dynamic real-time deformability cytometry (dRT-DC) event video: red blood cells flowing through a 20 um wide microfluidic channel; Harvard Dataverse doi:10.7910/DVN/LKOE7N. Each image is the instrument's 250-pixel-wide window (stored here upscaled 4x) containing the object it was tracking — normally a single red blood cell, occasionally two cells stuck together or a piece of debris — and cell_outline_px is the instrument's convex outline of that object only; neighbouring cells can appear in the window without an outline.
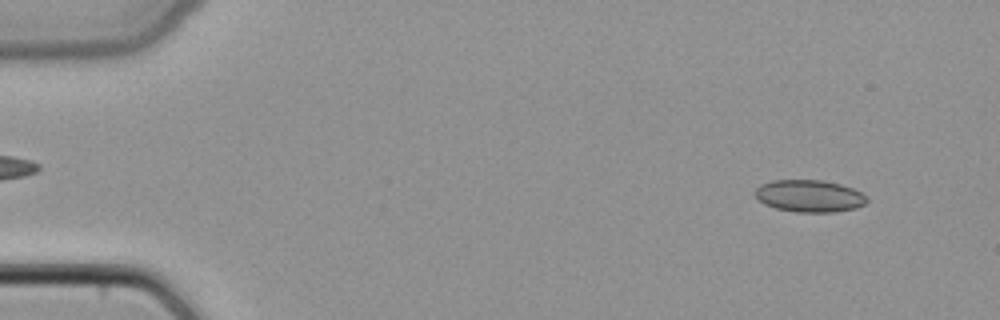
{"species": "common noctule bat (a hibernating species)", "species_latin": "Nyctalus noctula", "temperature_condition": "cold", "stored_images_in_passage": 48, "camera_frame_rate_fps": 3000, "um_per_image_px": 0.085, "animal": {"sex": "female", "body_mass_g": 22.7, "forearm_length_mm": 54.2}, "frame": {"image": 1, "passage_image": 4, "time_ms": 1.0, "image_size_px": [1000, 320], "cell_outline_px": [[868, 200], [864, 204], [856, 208], [832, 212], [796, 212], [776, 208], [764, 204], [756, 196], [756, 188], [760, 184], [772, 180], [820, 180], [840, 184], [852, 188], [868, 196]], "centroid_in_image_um": [68.81, 16.66], "position_along_channel_um": 16.2, "area_um2": 20.87}}
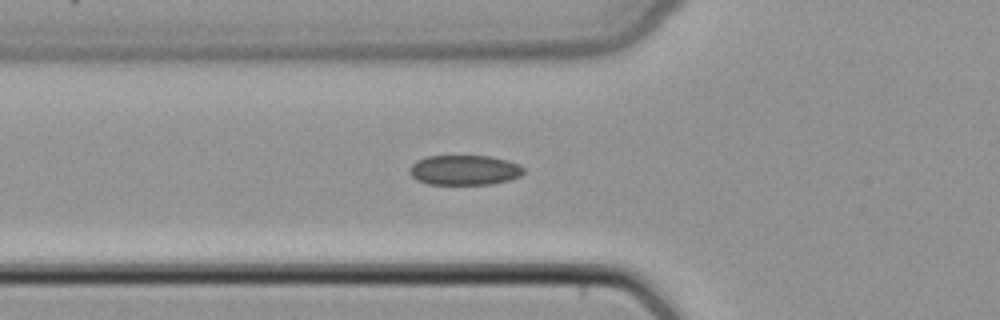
{"frame": {"image": 2, "passage_image": 17, "time_ms": 5.333, "image_size_px": [1000, 320], "cell_outline_px": [[524, 172], [520, 176], [508, 180], [492, 184], [428, 184], [416, 180], [408, 172], [408, 168], [416, 160], [428, 156], [488, 156], [508, 160], [520, 164], [524, 168]], "centroid_in_image_um": [39.46, 14.45], "position_along_channel_um": 86.3, "area_um2": 20.06}}
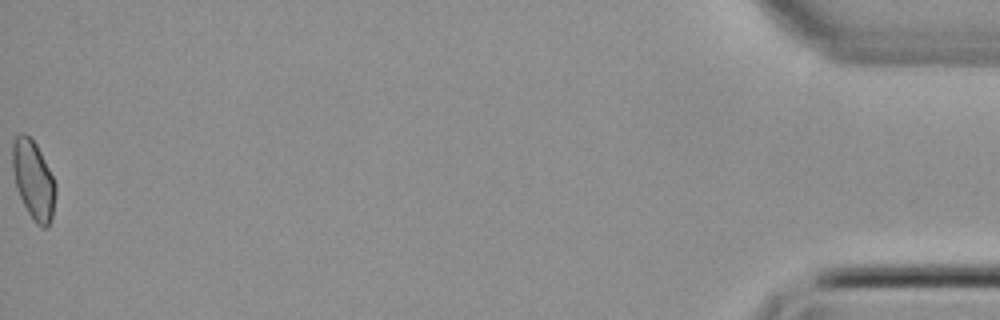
{"frame": {"image": 3, "passage_image": 48, "time_ms": 15.667, "image_size_px": [1000, 320], "cell_outline_px": [[56, 192], [52, 216], [48, 228], [40, 228], [36, 224], [28, 212], [16, 188], [12, 168], [12, 140], [20, 132], [24, 132], [36, 144], [56, 184]], "centroid_in_image_um": [2.83, 15.3], "position_along_channel_um": 432.4, "area_um2": 19.77}}